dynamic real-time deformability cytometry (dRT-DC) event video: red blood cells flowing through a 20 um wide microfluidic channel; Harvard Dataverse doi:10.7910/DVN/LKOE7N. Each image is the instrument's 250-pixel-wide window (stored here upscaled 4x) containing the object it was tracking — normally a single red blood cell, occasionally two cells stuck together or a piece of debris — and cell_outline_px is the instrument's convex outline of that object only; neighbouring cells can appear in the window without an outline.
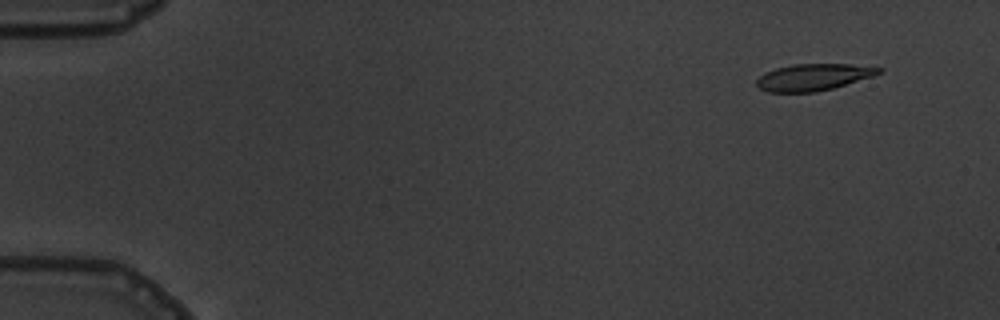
{"species": "common noctule bat (a hibernating species)", "species_latin": "Nyctalus noctula", "temperature_condition": "warm", "stored_images_in_passage": 8, "camera_frame_rate_fps": 3000, "um_per_image_px": 0.085, "animal": {"sex": "male", "body_mass_g": 19.5, "forearm_length_mm": 54.6}, "frame": {"image": 1, "passage_image": 2, "time_ms": 1.333, "image_size_px": [1000, 320], "cell_outline_px": [[884, 68], [880, 72], [872, 76], [832, 88], [816, 92], [768, 92], [760, 88], [756, 84], [756, 80], [764, 72], [776, 68], [792, 64], [848, 64]], "centroid_in_image_um": [69.09, 6.55], "position_along_channel_um": 15.9, "area_um2": 18.84}}